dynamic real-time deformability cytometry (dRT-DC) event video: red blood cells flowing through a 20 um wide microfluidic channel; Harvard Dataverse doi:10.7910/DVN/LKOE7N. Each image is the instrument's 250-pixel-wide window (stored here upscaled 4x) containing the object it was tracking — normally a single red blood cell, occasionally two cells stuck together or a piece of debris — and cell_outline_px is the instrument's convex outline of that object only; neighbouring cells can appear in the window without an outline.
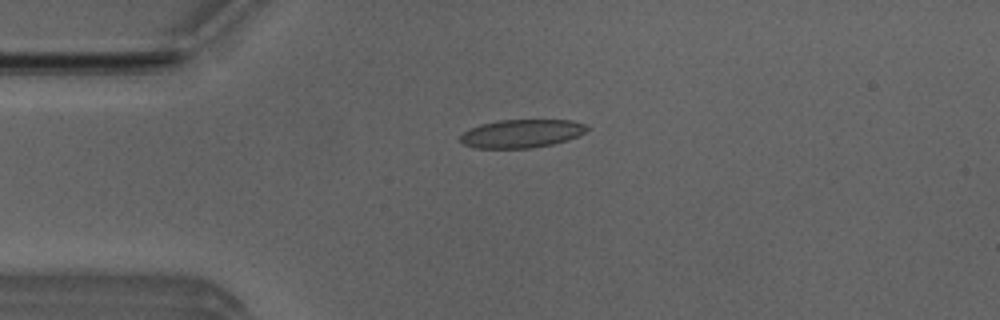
{"species": "Egyptian fruit bat (a non-hibernating species)", "species_latin": "Rousettus aegyptiacus", "temperature_condition": "room temperature", "stored_images_in_passage": 7, "camera_frame_rate_fps": 3000, "um_per_image_px": 0.085, "animal": {"sex": "male"}, "frame": {"image": 1, "passage_image": 3, "time_ms": 0.667, "image_size_px": [1000, 320], "cell_outline_px": [[588, 128], [584, 132], [576, 136], [552, 144], [532, 148], [476, 148], [464, 144], [460, 140], [460, 136], [464, 132], [480, 124], [500, 120], [572, 120], [588, 124]], "centroid_in_image_um": [44.33, 11.34], "position_along_channel_um": 40.7, "area_um2": 20.69}}
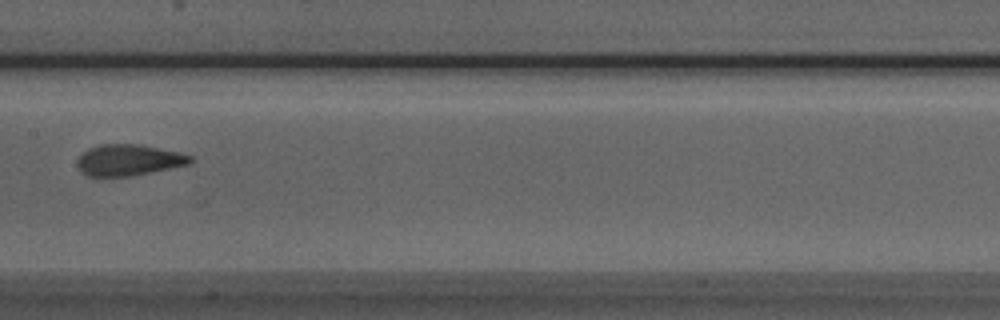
{"frame": {"image": 2, "passage_image": 7, "time_ms": 2.0, "image_size_px": [1000, 320], "cell_outline_px": [[196, 160], [192, 164], [128, 176], [88, 176], [80, 172], [76, 164], [80, 156], [88, 148], [100, 144], [140, 144], [180, 152], [192, 156]], "centroid_in_image_um": [10.97, 13.59], "position_along_channel_um": 196.4, "area_um2": 20.69}}